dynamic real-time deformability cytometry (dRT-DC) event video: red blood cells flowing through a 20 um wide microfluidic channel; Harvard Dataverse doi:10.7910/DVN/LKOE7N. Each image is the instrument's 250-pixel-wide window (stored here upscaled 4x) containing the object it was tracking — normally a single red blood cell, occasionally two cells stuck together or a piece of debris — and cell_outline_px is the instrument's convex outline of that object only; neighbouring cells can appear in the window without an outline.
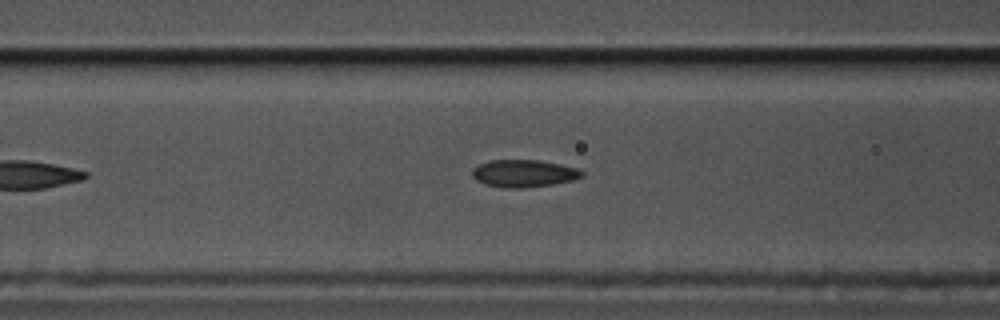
{"species": "common noctule bat (a hibernating species)", "species_latin": "Nyctalus noctula", "temperature_condition": "cold", "stored_images_in_passage": 29, "camera_frame_rate_fps": 3000, "um_per_image_px": 0.085, "animal": {"sex": "male", "body_mass_g": 17.5, "forearm_length_mm": 52.3}, "frame": {"image": 1, "passage_image": 13, "time_ms": 4.0, "image_size_px": [1000, 320], "cell_outline_px": [[584, 176], [572, 180], [552, 184], [524, 188], [508, 188], [484, 184], [476, 180], [472, 176], [472, 168], [480, 164], [492, 160], [536, 160], [560, 164], [576, 168], [584, 172]], "centroid_in_image_um": [44.51, 14.74], "position_along_channel_um": 122.1, "area_um2": 17.4}}